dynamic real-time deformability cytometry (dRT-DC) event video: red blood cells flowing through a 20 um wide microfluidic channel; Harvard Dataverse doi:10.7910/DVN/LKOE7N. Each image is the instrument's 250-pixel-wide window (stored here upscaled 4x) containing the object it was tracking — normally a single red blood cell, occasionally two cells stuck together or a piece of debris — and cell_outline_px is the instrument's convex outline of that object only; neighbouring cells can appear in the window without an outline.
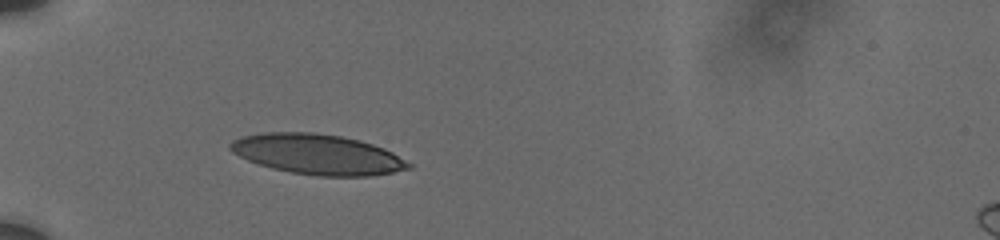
{"species": "human", "species_latin": "Homo sapiens", "temperature_condition": "cold", "stored_images_in_passage": 22, "camera_frame_rate_fps": 3000, "um_per_image_px": 0.085, "donor": {"sex": "male"}, "frame": {"image": 1, "passage_image": 1, "time_ms": 0.0, "image_size_px": [1000, 240], "cell_outline_px": [[412, 168], [392, 172], [368, 176], [316, 176], [292, 172], [272, 168], [248, 160], [232, 152], [228, 148], [228, 144], [232, 140], [244, 136], [264, 132], [312, 132], [340, 136], [360, 140], [384, 148], [392, 152], [412, 164]], "centroid_in_image_um": [26.98, 13.11], "position_along_channel_um": 58.0, "area_um2": 41.67}}
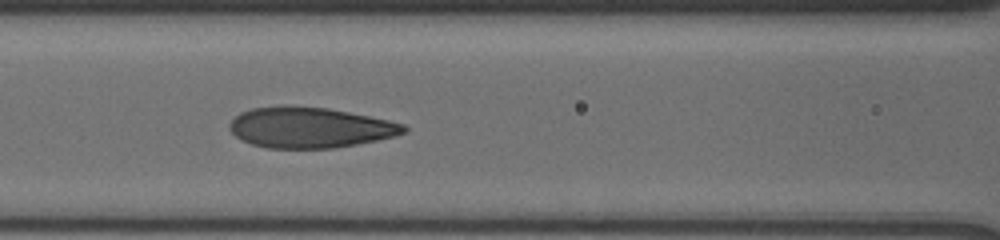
{"frame": {"image": 2, "passage_image": 18, "time_ms": 2.667, "image_size_px": [1000, 240], "cell_outline_px": [[408, 132], [396, 136], [356, 144], [332, 148], [268, 148], [252, 144], [240, 140], [228, 128], [228, 124], [240, 112], [252, 108], [284, 104], [288, 104], [328, 108], [388, 120], [404, 124], [408, 128]], "centroid_in_image_um": [26.31, 10.82], "position_along_channel_um": 140.3, "area_um2": 41.56}}
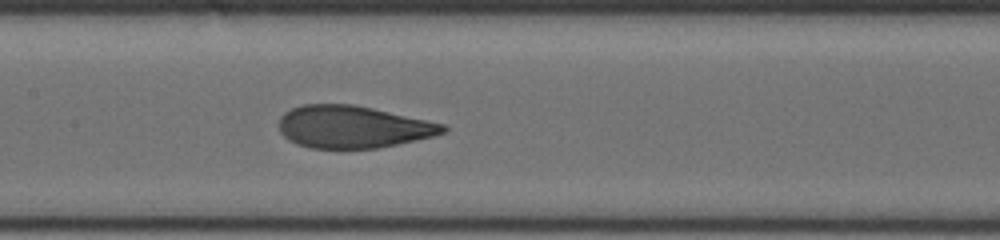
{"frame": {"image": 3, "passage_image": 22, "time_ms": 3.667, "image_size_px": [1000, 240], "cell_outline_px": [[448, 132], [416, 140], [376, 148], [312, 148], [296, 144], [288, 140], [280, 132], [280, 116], [284, 112], [292, 108], [304, 104], [352, 104], [372, 108], [444, 124], [448, 128]], "centroid_in_image_um": [29.97, 10.78], "position_along_channel_um": 177.4, "area_um2": 40.23}}